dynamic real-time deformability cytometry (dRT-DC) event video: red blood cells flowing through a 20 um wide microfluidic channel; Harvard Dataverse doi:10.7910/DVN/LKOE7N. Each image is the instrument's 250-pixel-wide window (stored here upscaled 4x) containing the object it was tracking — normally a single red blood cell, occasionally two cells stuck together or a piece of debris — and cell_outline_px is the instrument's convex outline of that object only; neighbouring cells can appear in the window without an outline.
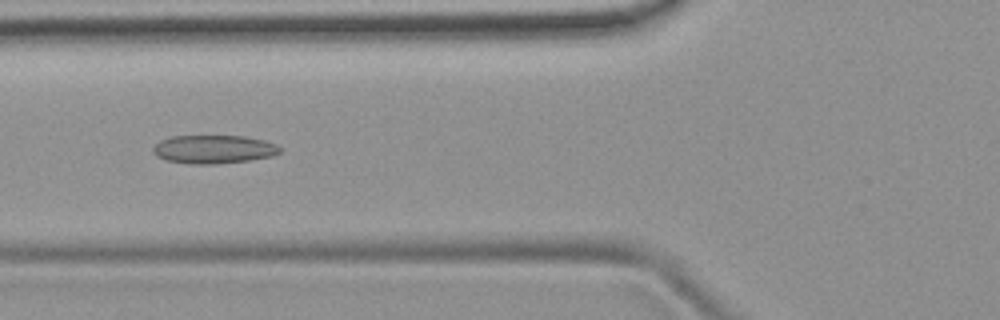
{"species": "common noctule bat (a hibernating species)", "species_latin": "Nyctalus noctula", "temperature_condition": "room temperature", "stored_images_in_passage": 17, "camera_frame_rate_fps": 3000, "um_per_image_px": 0.085, "animal": {"sex": "female", "body_mass_g": 19.9}, "frame": {"image": 1, "passage_image": 8, "time_ms": 2.333, "image_size_px": [1000, 320], "cell_outline_px": [[284, 148], [280, 152], [272, 156], [248, 160], [216, 164], [188, 164], [168, 160], [156, 156], [152, 152], [152, 148], [160, 140], [172, 136], [244, 136], [264, 140], [276, 144]], "centroid_in_image_um": [18.17, 12.69], "position_along_channel_um": 107.6, "area_um2": 21.1}}